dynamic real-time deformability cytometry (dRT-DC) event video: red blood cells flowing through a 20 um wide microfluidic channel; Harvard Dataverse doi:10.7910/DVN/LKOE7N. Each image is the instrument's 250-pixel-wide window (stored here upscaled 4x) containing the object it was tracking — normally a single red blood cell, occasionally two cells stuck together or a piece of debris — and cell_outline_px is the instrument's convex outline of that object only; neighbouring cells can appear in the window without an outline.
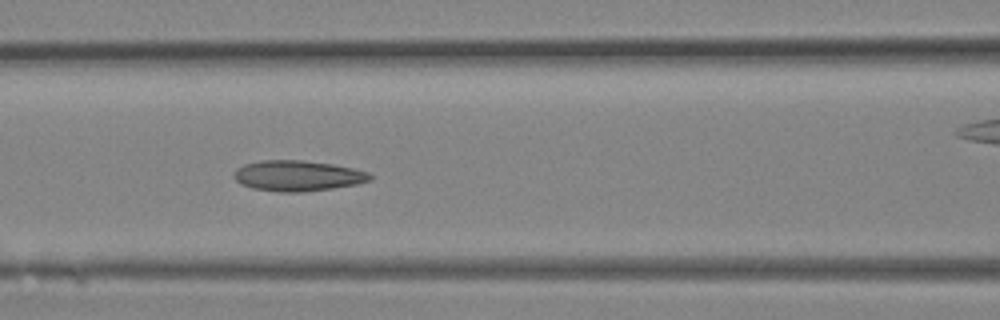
{"species": "Egyptian fruit bat (a non-hibernating species)", "species_latin": "Rousettus aegyptiacus", "temperature_condition": "room temperature", "stored_images_in_passage": 29, "camera_frame_rate_fps": 3000, "um_per_image_px": 0.085, "animal": {"sex": "female"}, "frame": {"image": 1, "passage_image": 12, "time_ms": 3.667, "image_size_px": [1000, 320], "cell_outline_px": [[372, 180], [356, 184], [332, 188], [300, 192], [280, 192], [252, 188], [240, 184], [232, 176], [236, 168], [244, 164], [264, 160], [300, 160], [332, 164], [352, 168], [368, 172], [372, 176]], "centroid_in_image_um": [25.27, 14.94], "position_along_channel_um": 141.3, "area_um2": 24.22}}
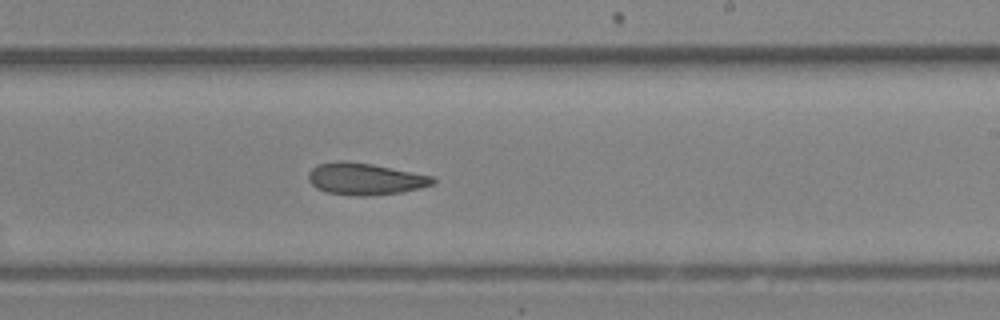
{"frame": {"image": 2, "passage_image": 17, "time_ms": 5.333, "image_size_px": [1000, 320], "cell_outline_px": [[436, 180], [432, 184], [420, 188], [404, 192], [364, 196], [356, 196], [328, 192], [316, 188], [308, 180], [308, 172], [316, 164], [336, 160], [340, 160], [372, 164], [432, 176]], "centroid_in_image_um": [30.99, 15.2], "position_along_channel_um": 258.0, "area_um2": 23.06}}
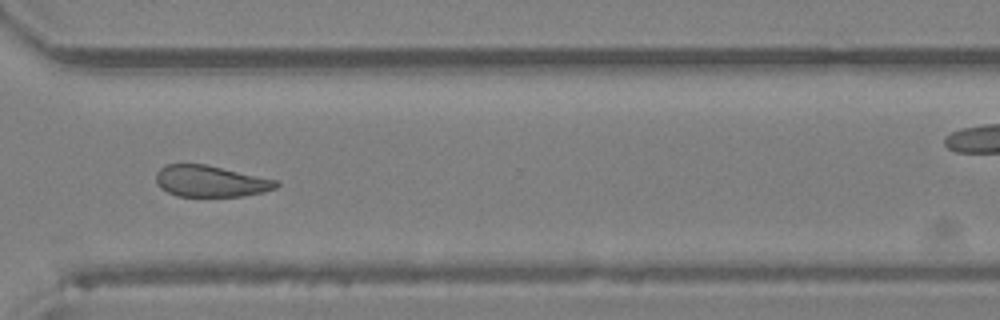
{"frame": {"image": 3, "passage_image": 21, "time_ms": 6.667, "image_size_px": [1000, 320], "cell_outline_px": [[280, 184], [276, 188], [264, 192], [244, 196], [176, 196], [160, 188], [156, 184], [156, 172], [160, 168], [168, 164], [204, 164], [280, 180]], "centroid_in_image_um": [17.92, 15.41], "position_along_channel_um": 352.7, "area_um2": 22.14}}